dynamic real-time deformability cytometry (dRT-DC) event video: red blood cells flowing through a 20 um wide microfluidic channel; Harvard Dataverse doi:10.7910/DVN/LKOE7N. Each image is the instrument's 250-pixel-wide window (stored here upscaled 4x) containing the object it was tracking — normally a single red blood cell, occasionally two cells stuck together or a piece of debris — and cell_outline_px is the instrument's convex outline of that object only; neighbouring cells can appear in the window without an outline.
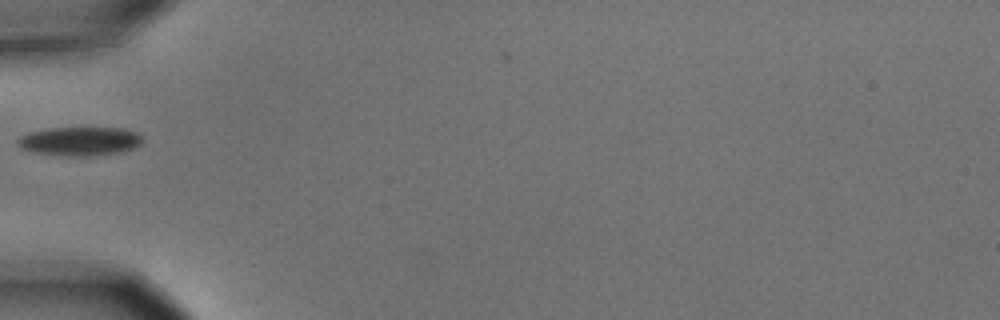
{"species": "common noctule bat (a hibernating species)", "species_latin": "Nyctalus noctula", "temperature_condition": "cold", "stored_images_in_passage": 6, "camera_frame_rate_fps": 3000, "um_per_image_px": 0.085, "animal": {"sex": "male", "body_mass_g": 15.6}, "frame": {"image": 1, "passage_image": 6, "time_ms": 1.667, "image_size_px": [1000, 320], "cell_outline_px": [[144, 140], [140, 144], [132, 148], [116, 152], [84, 156], [64, 156], [36, 152], [20, 148], [16, 144], [16, 140], [20, 136], [28, 132], [48, 128], [120, 128], [136, 132]], "centroid_in_image_um": [6.71, 11.99], "position_along_channel_um": 78.3, "area_um2": 20.75}}